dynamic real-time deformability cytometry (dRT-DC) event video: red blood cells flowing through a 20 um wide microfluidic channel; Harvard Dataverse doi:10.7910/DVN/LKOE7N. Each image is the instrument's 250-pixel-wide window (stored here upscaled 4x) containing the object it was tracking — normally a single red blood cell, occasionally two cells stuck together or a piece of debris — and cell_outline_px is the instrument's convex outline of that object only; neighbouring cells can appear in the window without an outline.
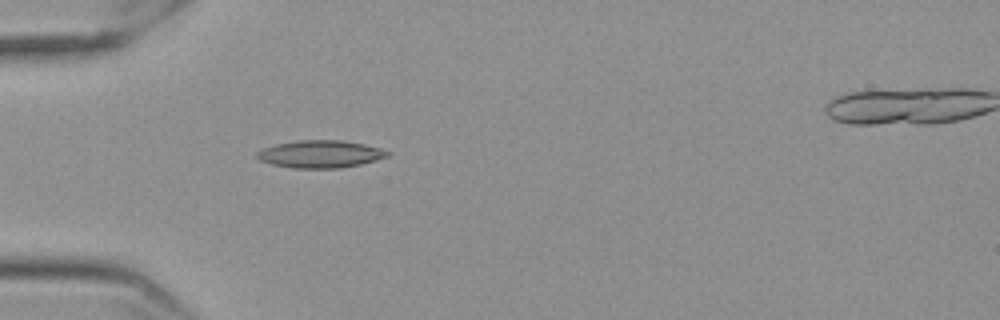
{"species": "Egyptian fruit bat (a non-hibernating species)", "species_latin": "Rousettus aegyptiacus", "temperature_condition": "cold", "stored_images_in_passage": 41, "camera_frame_rate_fps": 3000, "um_per_image_px": 0.085, "frame": {"image": 1, "passage_image": 1, "time_ms": 0.0, "image_size_px": [1000, 320], "cell_outline_px": [[392, 152], [388, 156], [376, 160], [360, 164], [340, 168], [292, 168], [272, 164], [260, 160], [256, 156], [256, 152], [264, 148], [276, 144], [296, 140], [340, 140], [364, 144], [380, 148]], "centroid_in_image_um": [27.23, 13.09], "position_along_channel_um": 57.8, "area_um2": 20.87}}
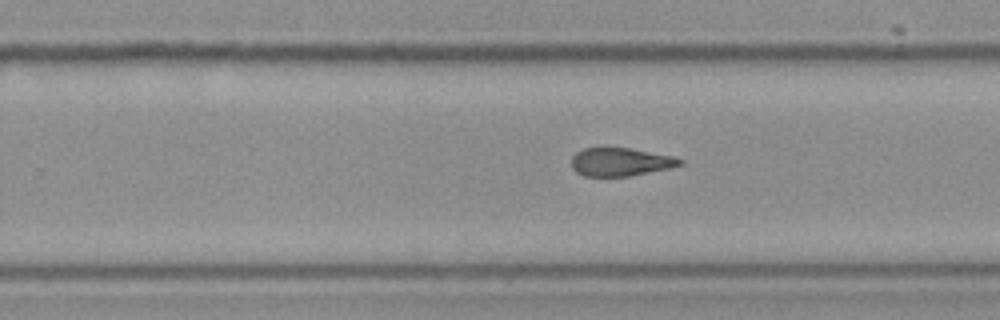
{"frame": {"image": 2, "passage_image": 20, "time_ms": 6.333, "image_size_px": [1000, 320], "cell_outline_px": [[684, 164], [672, 168], [628, 176], [584, 176], [576, 172], [572, 168], [572, 156], [576, 152], [584, 148], [600, 144], [604, 144], [628, 148], [672, 156], [684, 160]], "centroid_in_image_um": [52.7, 13.72], "position_along_channel_um": 277.1, "area_um2": 18.5}}
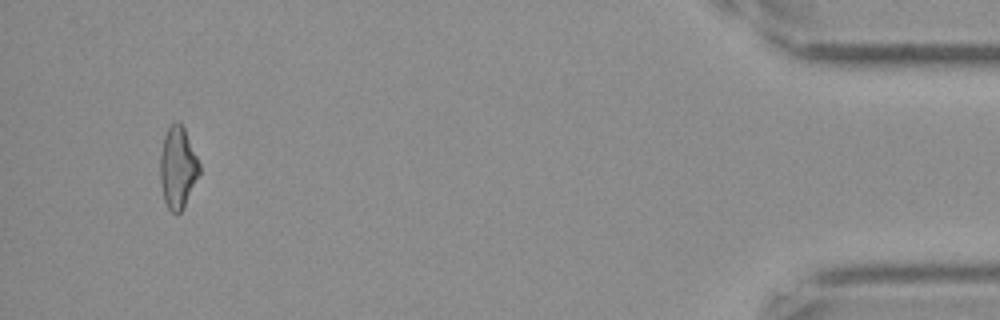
{"frame": {"image": 3, "passage_image": 38, "time_ms": 12.333, "image_size_px": [1000, 320], "cell_outline_px": [[200, 176], [184, 208], [180, 212], [172, 212], [168, 208], [164, 200], [160, 180], [160, 156], [164, 136], [168, 128], [176, 120], [184, 128], [200, 164]], "centroid_in_image_um": [15.13, 14.27], "position_along_channel_um": 420.1, "area_um2": 18.73}, "authors_computed_cell_mechanics": {"area_um2": 19.0162, "velocity_mm_per_s": 3.5583, "shape_relaxation_time_tau1_ms": null, "shape_relaxation_time_tau2_ms": 4.2808, "deformation_change_tau1": null, "deformation_change_tau2": 0.1215}}